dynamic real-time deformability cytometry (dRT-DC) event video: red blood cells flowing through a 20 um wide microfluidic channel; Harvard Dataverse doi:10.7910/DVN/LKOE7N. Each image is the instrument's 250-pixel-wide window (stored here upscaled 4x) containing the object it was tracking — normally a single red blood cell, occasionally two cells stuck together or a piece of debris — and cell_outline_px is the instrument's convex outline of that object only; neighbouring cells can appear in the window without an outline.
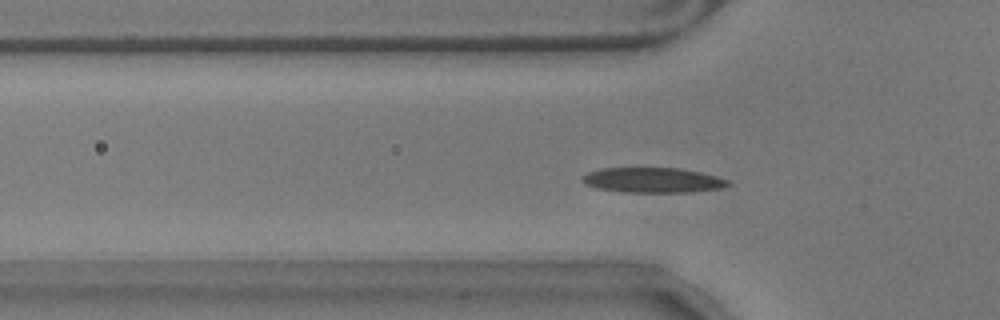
{"species": "common noctule bat (a hibernating species)", "species_latin": "Nyctalus noctula", "temperature_condition": "warm", "stored_images_in_passage": 46, "camera_frame_rate_fps": 3000, "um_per_image_px": 0.085, "animal": {"sex": "male", "body_mass_g": 17.9}, "frame": {"image": 1, "passage_image": 7, "time_ms": 2.0, "image_size_px": [1000, 320], "cell_outline_px": [[732, 184], [720, 188], [692, 192], [624, 192], [596, 188], [584, 184], [580, 180], [588, 172], [604, 168], [676, 168], [700, 172], [716, 176], [728, 180]], "centroid_in_image_um": [55.48, 15.32], "position_along_channel_um": 70.3, "area_um2": 21.21}}
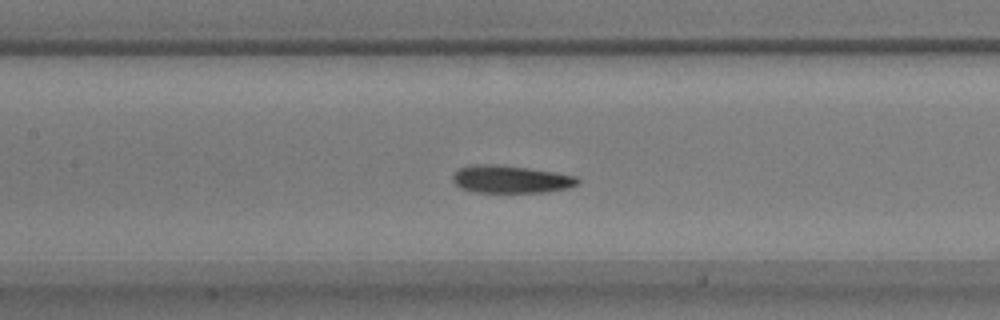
{"frame": {"image": 2, "passage_image": 15, "time_ms": 4.667, "image_size_px": [1000, 320], "cell_outline_px": [[580, 184], [568, 188], [548, 192], [476, 192], [460, 188], [452, 180], [452, 172], [460, 168], [472, 164], [496, 164], [528, 168], [576, 176], [580, 180]], "centroid_in_image_um": [43.4, 15.23], "position_along_channel_um": 164.0, "area_um2": 20.23}}
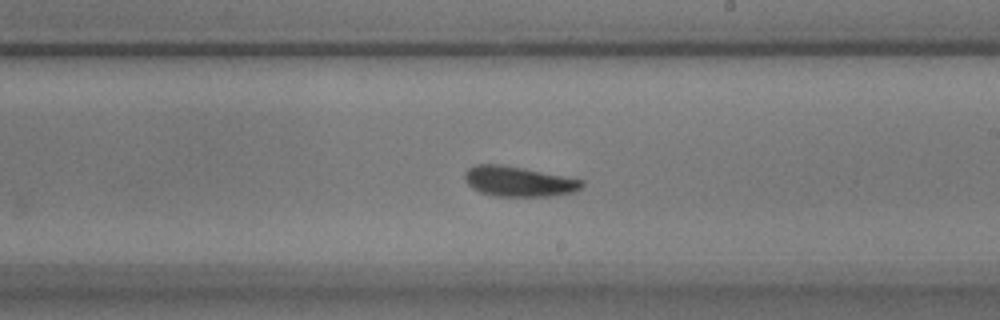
{"frame": {"image": 3, "passage_image": 22, "time_ms": 7.0, "image_size_px": [1000, 320], "cell_outline_px": [[584, 184], [576, 192], [552, 196], [496, 196], [480, 192], [472, 188], [464, 180], [464, 172], [468, 168], [476, 164], [500, 164], [524, 168], [584, 180]], "centroid_in_image_um": [44.07, 15.42], "position_along_channel_um": 244.9, "area_um2": 20.69}}